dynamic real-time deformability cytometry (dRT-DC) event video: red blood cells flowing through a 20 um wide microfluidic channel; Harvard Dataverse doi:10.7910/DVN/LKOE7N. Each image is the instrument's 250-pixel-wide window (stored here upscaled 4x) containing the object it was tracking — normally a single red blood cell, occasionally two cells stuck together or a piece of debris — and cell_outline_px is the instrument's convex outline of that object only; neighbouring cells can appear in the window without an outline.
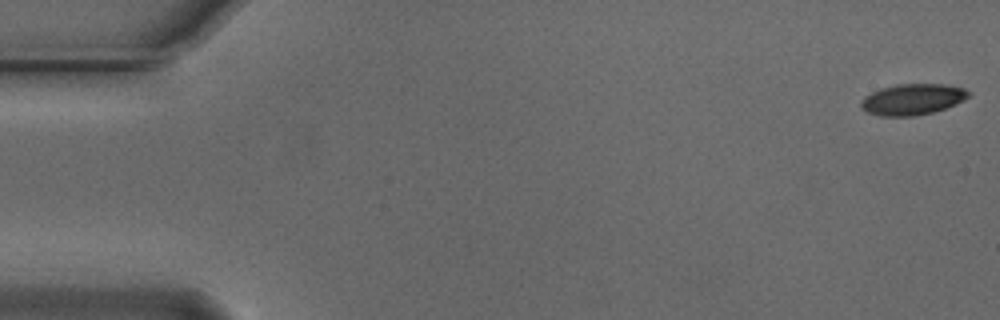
{"species": "Egyptian fruit bat (a non-hibernating species)", "species_latin": "Rousettus aegyptiacus", "temperature_condition": "cold", "stored_images_in_passage": 55, "camera_frame_rate_fps": 3000, "um_per_image_px": 0.085, "animal": {"sex": "male"}, "frame": {"image": 1, "passage_image": 1, "time_ms": 0.0, "image_size_px": [1000, 320], "cell_outline_px": [[972, 92], [964, 100], [956, 104], [932, 112], [912, 116], [880, 116], [868, 112], [860, 108], [860, 100], [864, 96], [880, 88], [896, 84], [944, 84], [964, 88]], "centroid_in_image_um": [77.54, 8.43], "position_along_channel_um": 7.5, "area_um2": 19.54}}
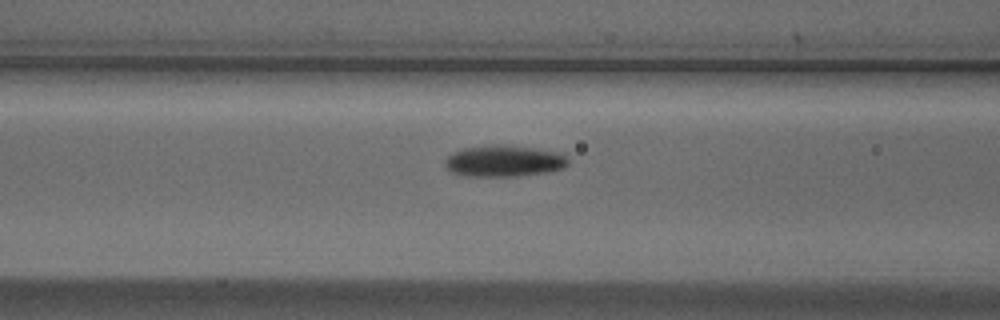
{"frame": {"image": 2, "passage_image": 22, "time_ms": 7.0, "image_size_px": [1000, 320], "cell_outline_px": [[568, 164], [564, 168], [548, 172], [516, 176], [464, 176], [452, 172], [444, 164], [444, 160], [452, 152], [460, 148], [496, 144], [504, 144], [560, 152], [568, 160]], "centroid_in_image_um": [42.81, 13.68], "position_along_channel_um": 123.8, "area_um2": 22.72}}
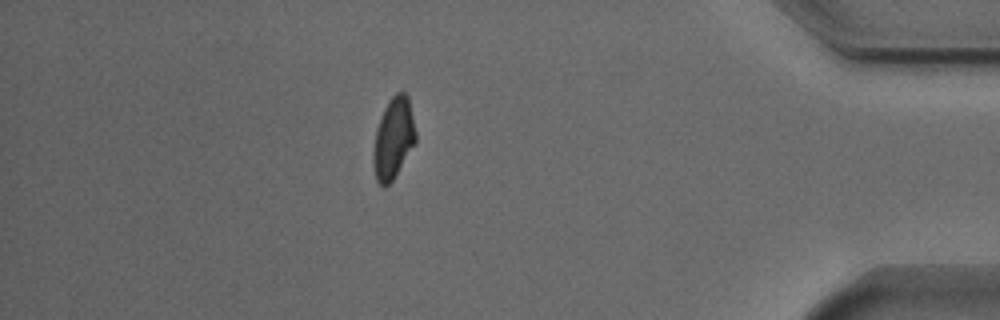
{"frame": {"image": 3, "passage_image": 48, "time_ms": 15.667, "image_size_px": [1000, 320], "cell_outline_px": [[416, 144], [392, 180], [384, 188], [376, 180], [372, 160], [372, 152], [376, 128], [384, 108], [388, 100], [396, 92], [404, 92], [408, 96], [416, 132]], "centroid_in_image_um": [33.43, 11.76], "position_along_channel_um": 401.8, "area_um2": 20.23}, "authors_computed_cell_mechanics": {"area_um2": 20.519, "velocity_mm_per_s": 3.7228, "shape_relaxation_time_tau1_ms": 3.3661, "shape_relaxation_time_tau2_ms": 5.2775, "deformation_change_tau1": 0.1315, "deformation_change_tau2": 0.1106}}